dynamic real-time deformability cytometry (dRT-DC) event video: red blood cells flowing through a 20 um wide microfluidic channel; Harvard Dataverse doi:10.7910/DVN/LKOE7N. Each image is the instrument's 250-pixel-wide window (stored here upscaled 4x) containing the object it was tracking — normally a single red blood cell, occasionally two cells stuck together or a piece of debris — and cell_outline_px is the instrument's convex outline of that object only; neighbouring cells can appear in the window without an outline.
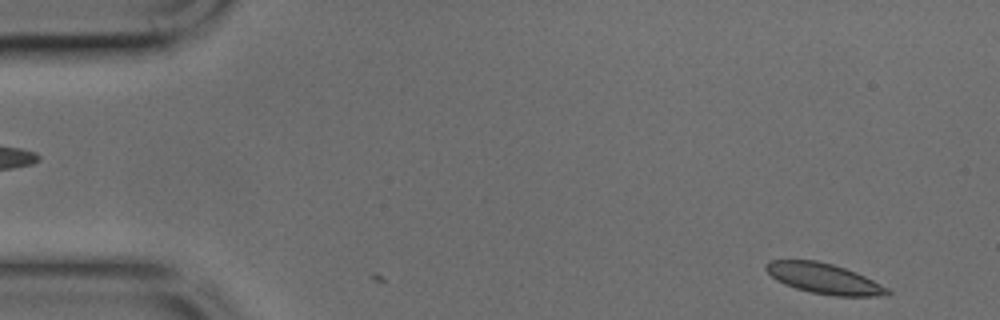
{"species": "common noctule bat (a hibernating species)", "species_latin": "Nyctalus noctula", "temperature_condition": "cold", "stored_images_in_passage": 43, "camera_frame_rate_fps": 3000, "um_per_image_px": 0.085, "animal": {"sex": "male", "body_mass_g": 17.9, "forearm_length_mm": 54.2}, "frame": {"image": 1, "passage_image": 1, "time_ms": 0.0, "image_size_px": [1000, 320], "cell_outline_px": [[892, 292], [888, 296], [836, 296], [812, 292], [796, 288], [784, 284], [776, 280], [764, 268], [764, 264], [768, 260], [816, 260], [832, 264], [856, 272], [888, 288]], "centroid_in_image_um": [70.03, 23.67], "position_along_channel_um": 15.0, "area_um2": 21.44}}
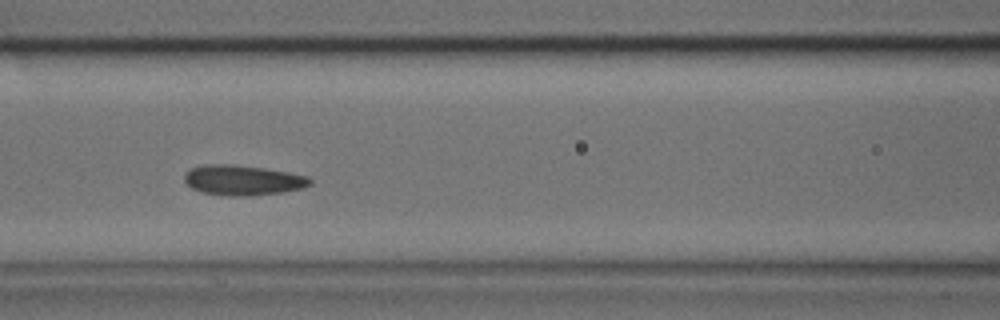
{"frame": {"image": 2, "passage_image": 17, "time_ms": 5.333, "image_size_px": [1000, 320], "cell_outline_px": [[312, 184], [304, 188], [284, 192], [252, 196], [228, 196], [204, 192], [192, 188], [184, 180], [184, 176], [192, 168], [204, 164], [232, 164], [264, 168], [288, 172], [308, 176], [312, 180]], "centroid_in_image_um": [20.69, 15.32], "position_along_channel_um": 145.9, "area_um2": 22.14}}
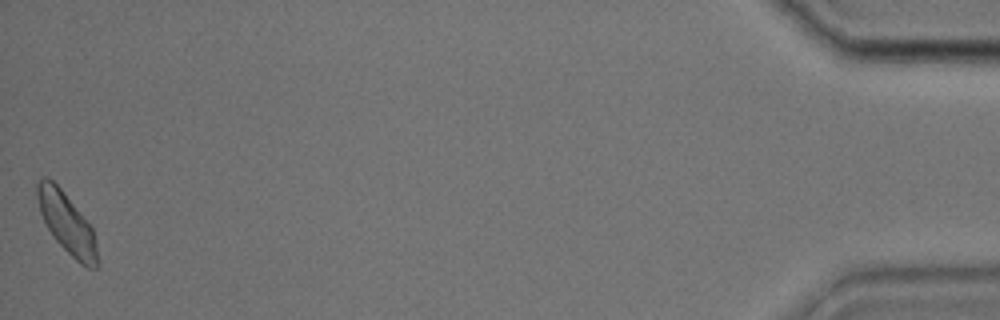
{"frame": {"image": 3, "passage_image": 43, "time_ms": 14.0, "image_size_px": [1000, 320], "cell_outline_px": [[96, 268], [88, 268], [80, 264], [52, 236], [40, 212], [36, 196], [36, 184], [40, 176], [48, 176], [60, 188], [92, 228], [96, 244]], "centroid_in_image_um": [5.62, 18.92], "position_along_channel_um": 429.6, "area_um2": 20.69}}